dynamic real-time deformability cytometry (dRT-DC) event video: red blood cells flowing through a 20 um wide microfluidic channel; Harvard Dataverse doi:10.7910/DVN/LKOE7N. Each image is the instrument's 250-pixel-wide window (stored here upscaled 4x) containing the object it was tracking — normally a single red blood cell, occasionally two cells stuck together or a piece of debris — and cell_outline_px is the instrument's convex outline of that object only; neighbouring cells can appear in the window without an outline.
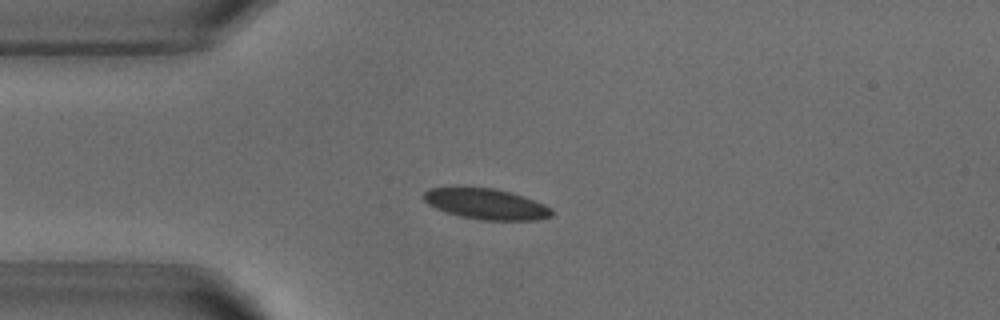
{"species": "common noctule bat (a hibernating species)", "species_latin": "Nyctalus noctula", "temperature_condition": "warm", "stored_images_in_passage": 46, "camera_frame_rate_fps": 3000, "um_per_image_px": 0.085, "animal": {"sex": "male", "body_mass_g": 18.8}, "frame": {"image": 1, "passage_image": 7, "time_ms": 2.0, "image_size_px": [1000, 320], "cell_outline_px": [[552, 216], [540, 220], [480, 220], [460, 216], [444, 212], [428, 204], [420, 196], [428, 188], [492, 188], [512, 192], [524, 196], [544, 204], [552, 208]], "centroid_in_image_um": [41.32, 17.35], "position_along_channel_um": 43.7, "area_um2": 23.0}}
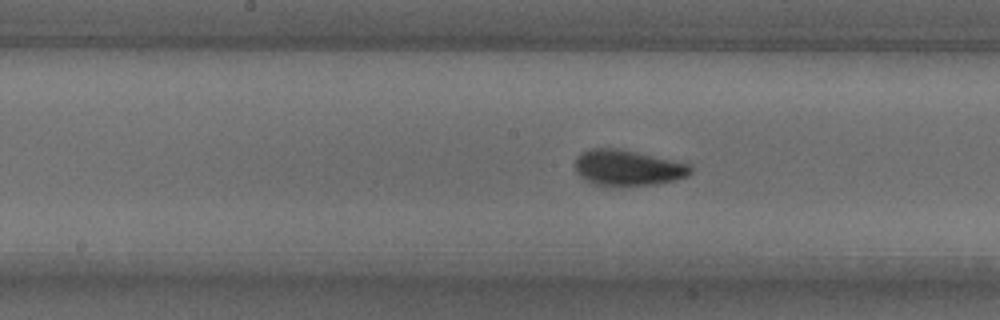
{"frame": {"image": 2, "passage_image": 20, "time_ms": 6.333, "image_size_px": [1000, 320], "cell_outline_px": [[692, 172], [688, 176], [676, 180], [656, 184], [592, 184], [584, 180], [576, 172], [576, 156], [592, 148], [616, 148], [692, 164]], "centroid_in_image_um": [53.39, 14.25], "position_along_channel_um": 194.8, "area_um2": 23.64}}
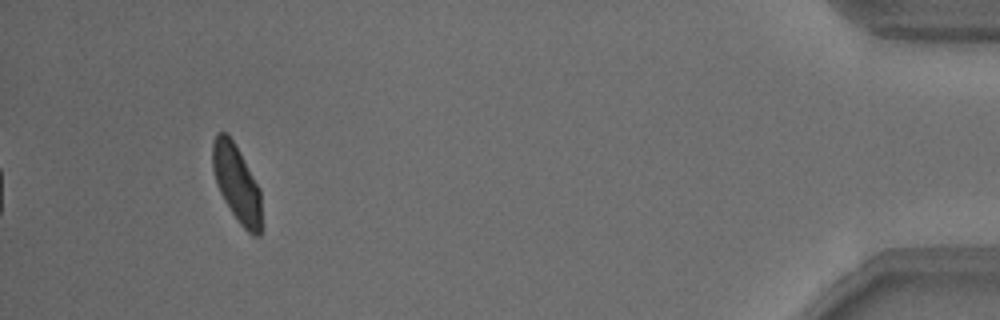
{"frame": {"image": 3, "passage_image": 43, "time_ms": 14.0, "image_size_px": [1000, 320], "cell_outline_px": [[260, 236], [252, 236], [240, 224], [224, 200], [220, 192], [212, 168], [212, 140], [216, 132], [228, 132], [260, 188]], "centroid_in_image_um": [20.09, 15.54], "position_along_channel_um": 415.1, "area_um2": 21.79}, "authors_computed_cell_mechanics": {"area_um2": 23.0044, "velocity_mm_per_s": 3.8128, "shape_relaxation_time_tau1_ms": 2.3022, "shape_relaxation_time_tau2_ms": null, "deformation_change_tau1": 0.1127, "deformation_change_tau2": null}}